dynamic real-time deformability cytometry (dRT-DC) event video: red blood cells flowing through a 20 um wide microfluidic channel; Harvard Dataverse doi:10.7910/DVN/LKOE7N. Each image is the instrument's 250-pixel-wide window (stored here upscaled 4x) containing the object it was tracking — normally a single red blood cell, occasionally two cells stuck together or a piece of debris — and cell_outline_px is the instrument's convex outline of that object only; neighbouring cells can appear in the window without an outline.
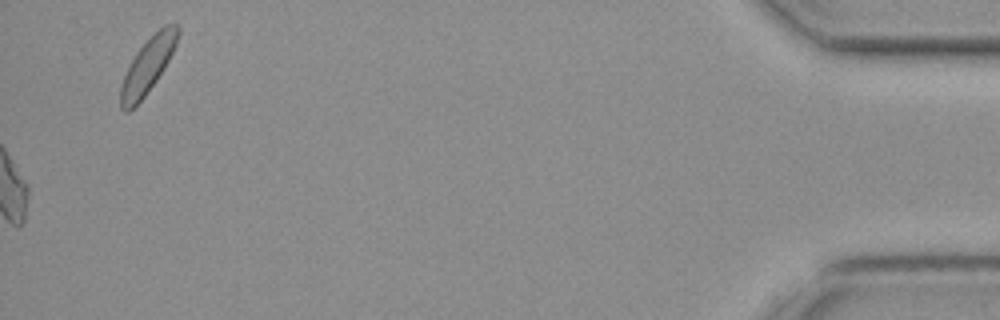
{"species": "common noctule bat (a hibernating species)", "species_latin": "Nyctalus noctula", "temperature_condition": "cold", "stored_images_in_passage": 51, "camera_frame_rate_fps": 3000, "um_per_image_px": 0.085, "animal": {"sex": "female", "body_mass_g": 19.3, "forearm_length_mm": 54.1}, "frame": {"image": 1, "passage_image": 51, "time_ms": 16.667, "image_size_px": [1000, 320], "cell_outline_px": [[180, 32], [176, 44], [164, 68], [156, 80], [144, 96], [128, 112], [124, 112], [120, 108], [120, 84], [136, 52], [164, 24], [176, 24], [180, 28]], "centroid_in_image_um": [12.55, 5.58], "position_along_channel_um": 422.7, "area_um2": 17.92}}